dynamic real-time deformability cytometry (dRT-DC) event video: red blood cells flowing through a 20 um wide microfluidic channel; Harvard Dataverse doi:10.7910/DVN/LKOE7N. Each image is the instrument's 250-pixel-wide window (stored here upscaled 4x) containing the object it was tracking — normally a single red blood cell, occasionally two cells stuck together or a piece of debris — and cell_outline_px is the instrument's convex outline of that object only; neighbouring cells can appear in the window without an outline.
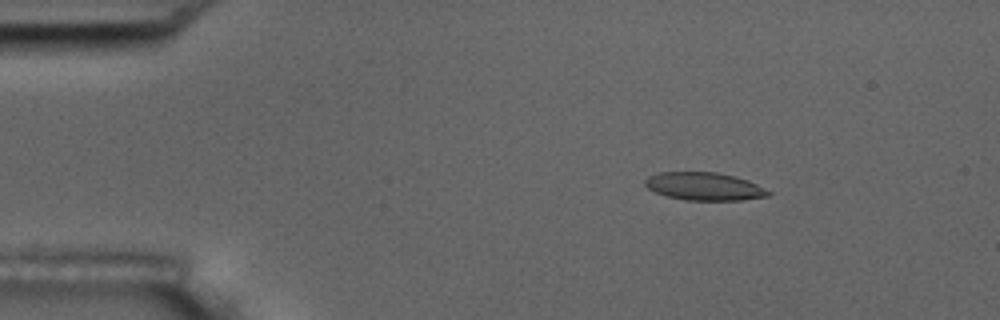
{"species": "common noctule bat (a hibernating species)", "species_latin": "Nyctalus noctula", "temperature_condition": "room temperature", "stored_images_in_passage": 4, "camera_frame_rate_fps": 3000, "um_per_image_px": 0.085, "animal": {"sex": "male", "body_mass_g": 17.5, "forearm_length_mm": 52.3}, "frame": {"image": 1, "passage_image": 1, "time_ms": 0.0, "image_size_px": [1000, 320], "cell_outline_px": [[772, 192], [768, 196], [740, 200], [684, 200], [668, 196], [656, 192], [648, 188], [644, 184], [644, 180], [648, 176], [660, 172], [716, 172], [736, 176], [748, 180]], "centroid_in_image_um": [59.86, 15.83], "position_along_channel_um": 25.1, "area_um2": 20.0}}
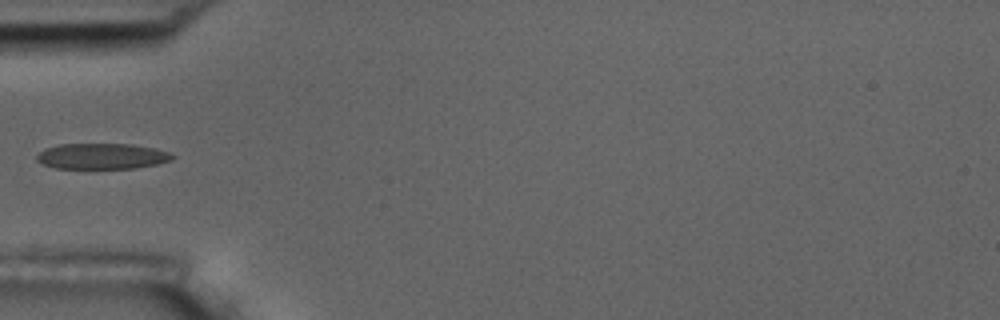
{"frame": {"image": 2, "passage_image": 4, "time_ms": 1.0, "image_size_px": [1000, 320], "cell_outline_px": [[176, 156], [172, 160], [156, 164], [136, 168], [56, 168], [44, 164], [36, 160], [36, 156], [44, 148], [60, 144], [132, 144], [156, 148], [168, 152]], "centroid_in_image_um": [8.68, 13.27], "position_along_channel_um": 76.3, "area_um2": 20.35}}